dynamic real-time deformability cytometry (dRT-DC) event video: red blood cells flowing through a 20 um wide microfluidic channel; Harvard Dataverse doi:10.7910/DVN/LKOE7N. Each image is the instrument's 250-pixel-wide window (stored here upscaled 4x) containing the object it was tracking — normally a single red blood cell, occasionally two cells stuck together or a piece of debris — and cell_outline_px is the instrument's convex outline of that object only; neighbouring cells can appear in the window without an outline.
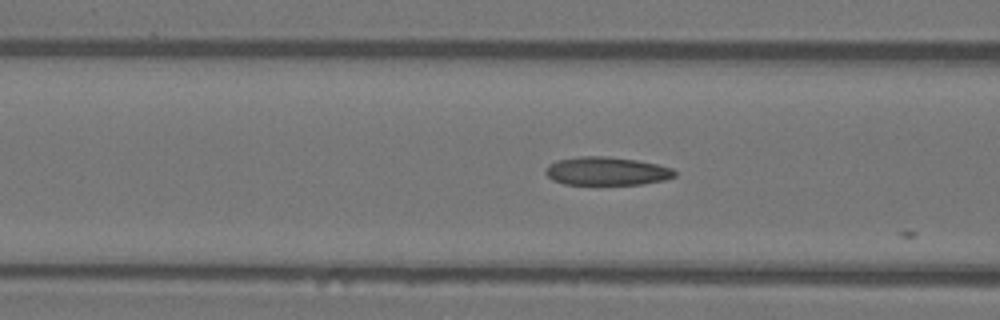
{"species": "Egyptian fruit bat (a non-hibernating species)", "species_latin": "Rousettus aegyptiacus", "temperature_condition": "warm", "stored_images_in_passage": 17, "camera_frame_rate_fps": 3000, "um_per_image_px": 0.085, "animal": {"sex": "female"}, "frame": {"image": 1, "passage_image": 16, "time_ms": 5.0, "image_size_px": [1000, 320], "cell_outline_px": [[676, 176], [664, 180], [644, 184], [564, 184], [552, 180], [544, 172], [548, 164], [560, 160], [580, 156], [608, 156], [636, 160], [656, 164], [672, 168], [676, 172]], "centroid_in_image_um": [51.57, 14.54], "position_along_channel_um": 115.0, "area_um2": 21.27}}